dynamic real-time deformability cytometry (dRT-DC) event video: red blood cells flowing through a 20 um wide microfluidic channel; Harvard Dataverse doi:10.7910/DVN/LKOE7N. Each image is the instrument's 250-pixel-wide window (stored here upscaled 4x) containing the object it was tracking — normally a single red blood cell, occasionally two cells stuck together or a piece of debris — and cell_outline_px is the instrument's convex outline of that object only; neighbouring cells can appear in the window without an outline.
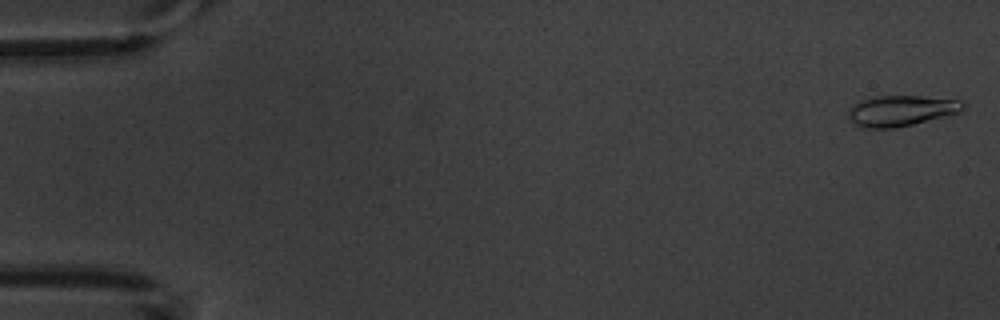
{"species": "common noctule bat (a hibernating species)", "species_latin": "Nyctalus noctula", "temperature_condition": "warm", "stored_images_in_passage": 5, "camera_frame_rate_fps": 3000, "um_per_image_px": 0.085, "animal": {"sex": "male", "body_mass_g": 20.1, "forearm_length_mm": 53.5}, "frame": {"image": 1, "passage_image": 1, "time_ms": 0.0, "image_size_px": [1000, 320], "cell_outline_px": [[968, 104], [960, 112], [896, 128], [868, 128], [856, 124], [848, 116], [848, 112], [860, 100], [876, 96], [920, 96], [960, 100]], "centroid_in_image_um": [76.64, 9.4], "position_along_channel_um": 8.4, "area_um2": 20.23}}